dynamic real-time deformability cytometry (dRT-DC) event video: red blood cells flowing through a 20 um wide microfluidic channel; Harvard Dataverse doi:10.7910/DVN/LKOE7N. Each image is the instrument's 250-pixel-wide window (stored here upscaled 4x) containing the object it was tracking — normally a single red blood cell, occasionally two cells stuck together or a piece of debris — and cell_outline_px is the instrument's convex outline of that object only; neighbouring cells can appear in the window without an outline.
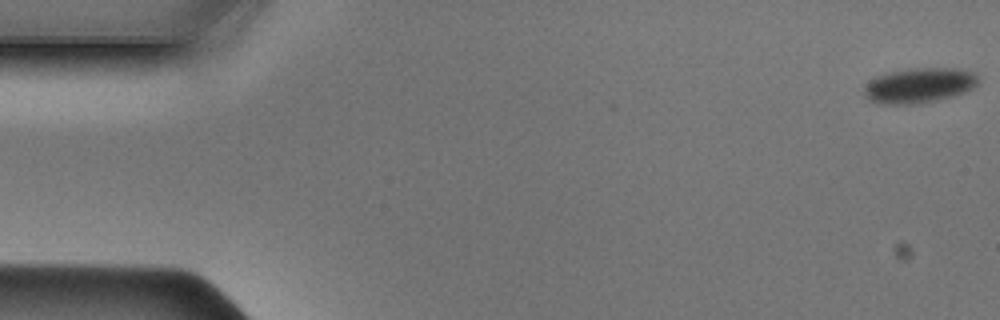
{"species": "Egyptian fruit bat (a non-hibernating species)", "species_latin": "Rousettus aegyptiacus", "temperature_condition": "cold", "stored_images_in_passage": 48, "camera_frame_rate_fps": 3000, "um_per_image_px": 0.085, "animal": {"sex": "male"}, "frame": {"image": 1, "passage_image": 1, "time_ms": 0.0, "image_size_px": [1000, 320], "cell_outline_px": [[980, 84], [964, 92], [952, 96], [932, 100], [908, 104], [880, 104], [868, 100], [864, 92], [864, 88], [876, 76], [892, 72], [916, 68], [956, 68], [972, 72], [976, 76]], "centroid_in_image_um": [78.14, 7.26], "position_along_channel_um": 6.9, "area_um2": 22.83}}
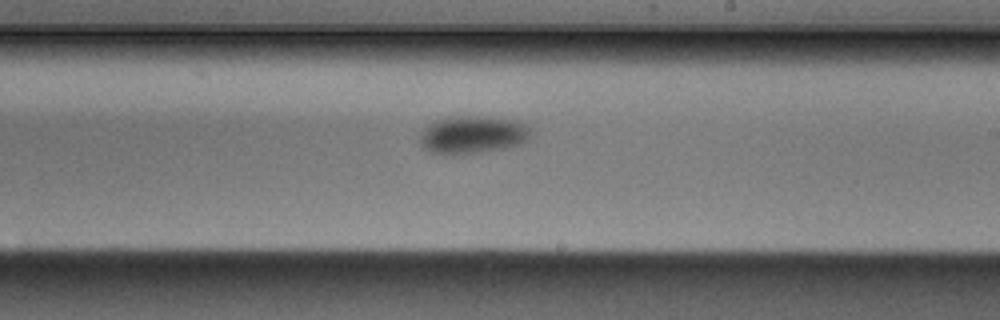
{"frame": {"image": 2, "passage_image": 28, "time_ms": 9.0, "image_size_px": [1000, 320], "cell_outline_px": [[528, 140], [520, 144], [504, 148], [464, 156], [448, 156], [428, 152], [420, 144], [420, 136], [436, 120], [448, 116], [488, 116], [520, 120], [528, 128]], "centroid_in_image_um": [40.16, 11.48], "position_along_channel_um": 248.8, "area_um2": 24.85}}
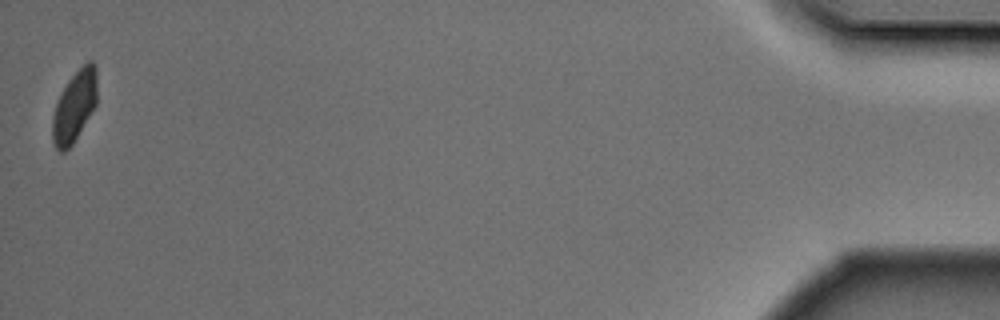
{"frame": {"image": 3, "passage_image": 48, "time_ms": 15.667, "image_size_px": [1000, 320], "cell_outline_px": [[96, 104], [72, 144], [64, 152], [60, 152], [56, 148], [52, 140], [52, 116], [56, 104], [68, 80], [88, 60], [92, 60], [96, 68]], "centroid_in_image_um": [6.32, 9.04], "position_along_channel_um": 428.9, "area_um2": 18.09}}